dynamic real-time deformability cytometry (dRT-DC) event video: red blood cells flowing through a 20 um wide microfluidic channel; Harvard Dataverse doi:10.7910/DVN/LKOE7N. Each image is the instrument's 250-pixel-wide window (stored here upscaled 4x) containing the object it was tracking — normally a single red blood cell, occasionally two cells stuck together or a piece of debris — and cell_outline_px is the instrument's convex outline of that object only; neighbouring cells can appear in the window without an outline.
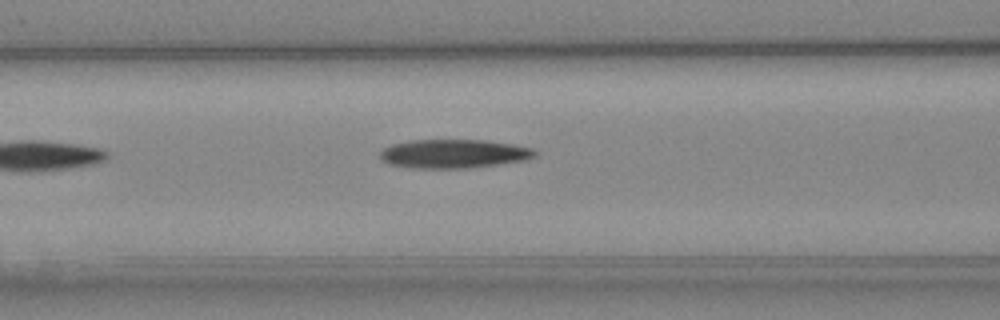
{"species": "Egyptian fruit bat (a non-hibernating species)", "species_latin": "Rousettus aegyptiacus", "temperature_condition": "cold", "stored_images_in_passage": 6, "camera_frame_rate_fps": 3000, "um_per_image_px": 0.085, "animal": {"sex": "female"}, "frame": {"image": 1, "passage_image": 6, "time_ms": 5.667, "image_size_px": [1000, 320], "cell_outline_px": [[540, 152], [536, 156], [528, 160], [500, 164], [468, 168], [412, 168], [388, 164], [380, 160], [380, 152], [384, 148], [392, 144], [412, 140], [484, 140], [512, 144], [532, 148]], "centroid_in_image_um": [38.59, 13.07], "position_along_channel_um": 128.0, "area_um2": 26.24}}